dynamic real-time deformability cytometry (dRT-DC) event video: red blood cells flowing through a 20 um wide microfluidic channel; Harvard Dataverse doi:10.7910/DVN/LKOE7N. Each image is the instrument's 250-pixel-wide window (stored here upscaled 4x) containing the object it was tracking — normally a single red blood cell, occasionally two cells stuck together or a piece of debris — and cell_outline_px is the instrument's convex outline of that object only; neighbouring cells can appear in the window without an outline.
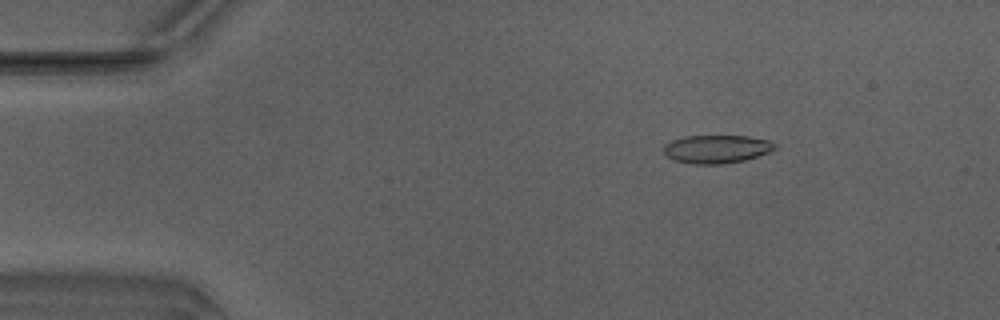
{"species": "Egyptian fruit bat (a non-hibernating species)", "species_latin": "Rousettus aegyptiacus", "temperature_condition": "warm", "stored_images_in_passage": 44, "camera_frame_rate_fps": 3000, "um_per_image_px": 0.085, "animal": {"sex": "male"}, "frame": {"image": 1, "passage_image": 2, "time_ms": 0.333, "image_size_px": [1000, 320], "cell_outline_px": [[776, 148], [768, 152], [744, 160], [724, 164], [692, 164], [672, 160], [664, 152], [664, 144], [672, 140], [684, 136], [748, 136], [768, 140], [776, 144]], "centroid_in_image_um": [60.88, 12.67], "position_along_channel_um": 24.1, "area_um2": 18.26}}
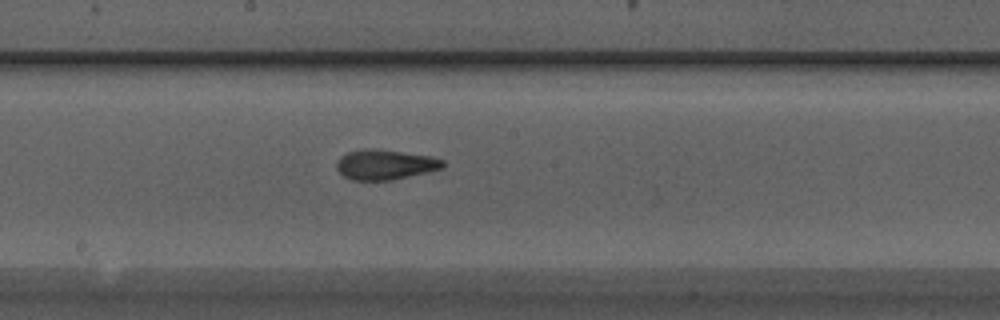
{"frame": {"image": 2, "passage_image": 21, "time_ms": 6.667, "image_size_px": [1000, 320], "cell_outline_px": [[444, 168], [392, 180], [352, 180], [344, 176], [336, 168], [336, 164], [340, 156], [348, 152], [364, 148], [376, 148], [432, 156], [444, 160]], "centroid_in_image_um": [32.74, 13.98], "position_along_channel_um": 215.5, "area_um2": 18.73}}
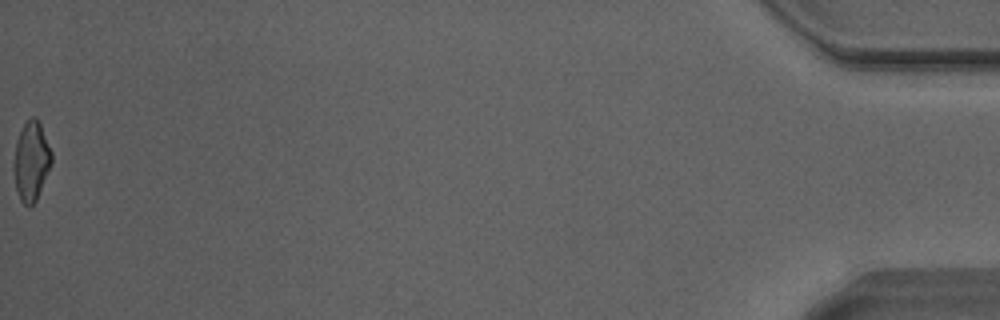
{"frame": {"image": 3, "passage_image": 44, "time_ms": 14.333, "image_size_px": [1000, 320], "cell_outline_px": [[52, 164], [36, 200], [28, 208], [20, 200], [16, 188], [16, 140], [24, 124], [32, 116], [36, 116], [40, 124], [52, 152]], "centroid_in_image_um": [2.7, 13.69], "position_along_channel_um": 432.5, "area_um2": 16.88}, "authors_computed_cell_mechanics": {"area_um2": 18.2937, "velocity_mm_per_s": 4.2144, "shape_relaxation_time_tau1_ms": 6.1761, "shape_relaxation_time_tau2_ms": 1.5846, "deformation_change_tau1": 0.2195, "deformation_change_tau2": 0.1006}}